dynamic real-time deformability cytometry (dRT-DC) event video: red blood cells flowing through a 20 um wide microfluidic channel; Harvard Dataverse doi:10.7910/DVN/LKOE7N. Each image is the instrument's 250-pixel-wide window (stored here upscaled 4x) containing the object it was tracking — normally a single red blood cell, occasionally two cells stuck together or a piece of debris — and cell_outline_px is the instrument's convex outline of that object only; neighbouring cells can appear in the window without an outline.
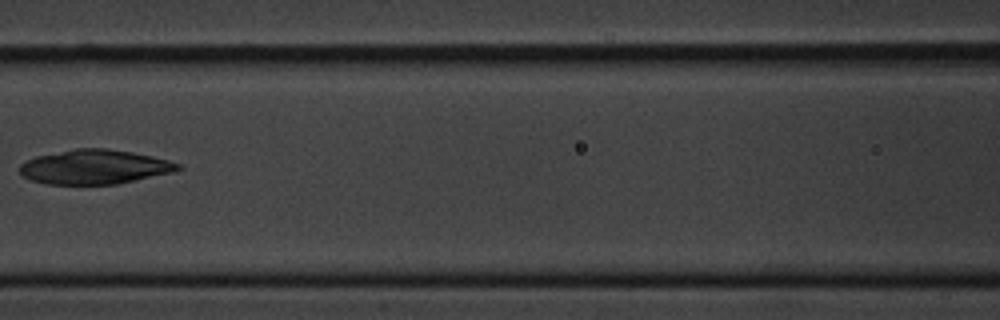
{"species": "common noctule bat (a hibernating species)", "species_latin": "Nyctalus noctula", "temperature_condition": "cold", "stored_images_in_passage": 9, "camera_frame_rate_fps": 3000, "um_per_image_px": 0.085, "animal": {"sex": "male", "body_mass_g": 20.1, "forearm_length_mm": 53.5}, "frame": {"image": 1, "passage_image": 8, "time_ms": 8.0, "image_size_px": [1000, 320], "cell_outline_px": [[184, 168], [176, 172], [116, 184], [48, 184], [32, 180], [24, 176], [20, 172], [20, 164], [36, 156], [76, 148], [108, 148], [132, 152], [152, 156], [168, 160], [180, 164]], "centroid_in_image_um": [8.09, 14.18], "position_along_channel_um": 158.5, "area_um2": 31.73}}
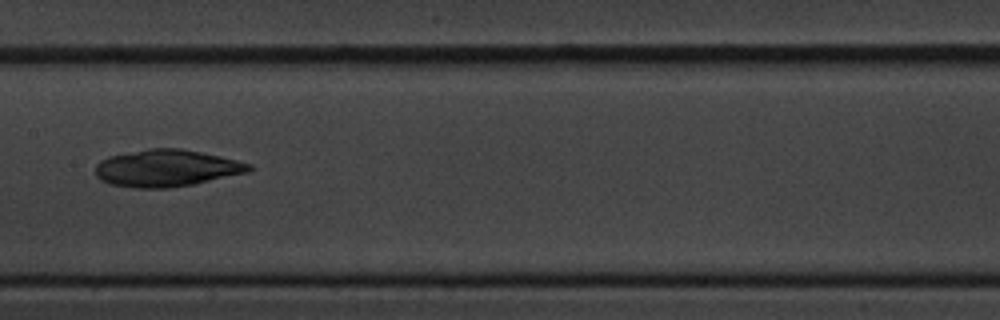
{"frame": {"image": 2, "passage_image": 9, "time_ms": 9.0, "image_size_px": [1000, 320], "cell_outline_px": [[252, 168], [248, 172], [192, 184], [168, 188], [136, 188], [112, 184], [100, 180], [96, 176], [96, 164], [100, 160], [108, 156], [148, 148], [180, 148], [220, 156], [252, 164]], "centroid_in_image_um": [14.12, 14.29], "position_along_channel_um": 193.3, "area_um2": 32.95}}